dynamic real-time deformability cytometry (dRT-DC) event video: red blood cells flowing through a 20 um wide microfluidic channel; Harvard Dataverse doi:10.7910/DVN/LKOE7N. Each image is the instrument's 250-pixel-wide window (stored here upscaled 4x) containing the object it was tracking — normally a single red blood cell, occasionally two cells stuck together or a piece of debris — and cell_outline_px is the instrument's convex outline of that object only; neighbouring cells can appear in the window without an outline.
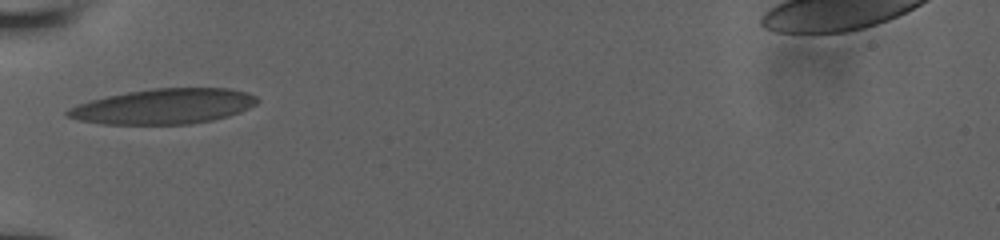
{"species": "human", "species_latin": "Homo sapiens", "temperature_condition": "room temperature", "stored_images_in_passage": 25, "camera_frame_rate_fps": 3000, "um_per_image_px": 0.085, "donor": {"sex": "male"}, "frame": {"image": 1, "passage_image": 1, "time_ms": 0.0, "image_size_px": [1000, 240], "cell_outline_px": [[260, 100], [256, 104], [240, 112], [228, 116], [212, 120], [188, 124], [100, 124], [80, 120], [68, 116], [64, 112], [68, 108], [76, 104], [108, 96], [128, 92], [152, 88], [228, 88], [248, 92], [256, 96]], "centroid_in_image_um": [13.94, 9.04], "position_along_channel_um": 71.1, "area_um2": 38.9}}
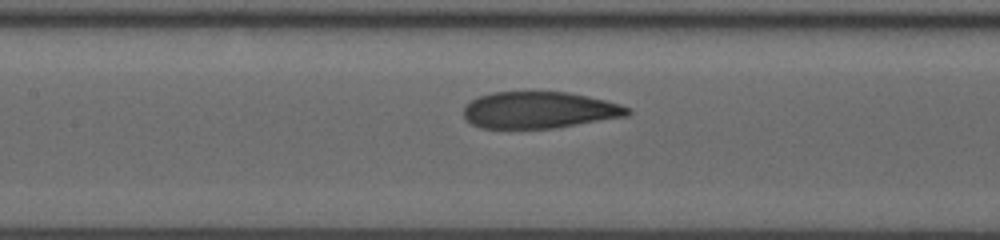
{"frame": {"image": 2, "passage_image": 13, "time_ms": 2.333, "image_size_px": [1000, 240], "cell_outline_px": [[632, 112], [628, 116], [552, 128], [480, 128], [472, 124], [464, 116], [464, 104], [480, 96], [492, 92], [532, 88], [568, 92], [604, 100], [620, 104], [632, 108]], "centroid_in_image_um": [45.83, 9.3], "position_along_channel_um": 161.6, "area_um2": 36.01}}
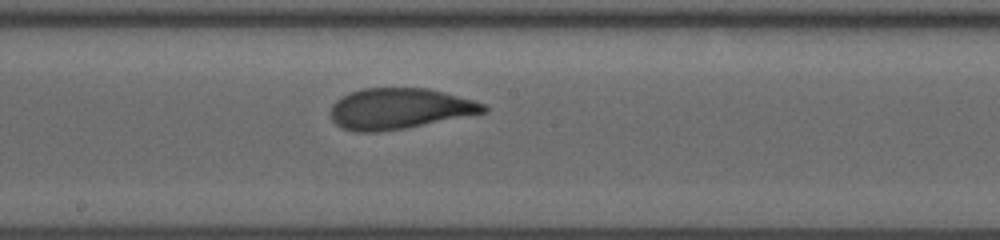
{"frame": {"image": 3, "passage_image": 21, "time_ms": 3.667, "image_size_px": [1000, 240], "cell_outline_px": [[488, 108], [484, 112], [404, 128], [380, 132], [356, 132], [344, 128], [336, 124], [332, 120], [332, 104], [336, 100], [348, 92], [364, 88], [428, 88], [444, 92], [472, 100], [484, 104]], "centroid_in_image_um": [33.9, 9.23], "position_along_channel_um": 214.3, "area_um2": 35.95}}